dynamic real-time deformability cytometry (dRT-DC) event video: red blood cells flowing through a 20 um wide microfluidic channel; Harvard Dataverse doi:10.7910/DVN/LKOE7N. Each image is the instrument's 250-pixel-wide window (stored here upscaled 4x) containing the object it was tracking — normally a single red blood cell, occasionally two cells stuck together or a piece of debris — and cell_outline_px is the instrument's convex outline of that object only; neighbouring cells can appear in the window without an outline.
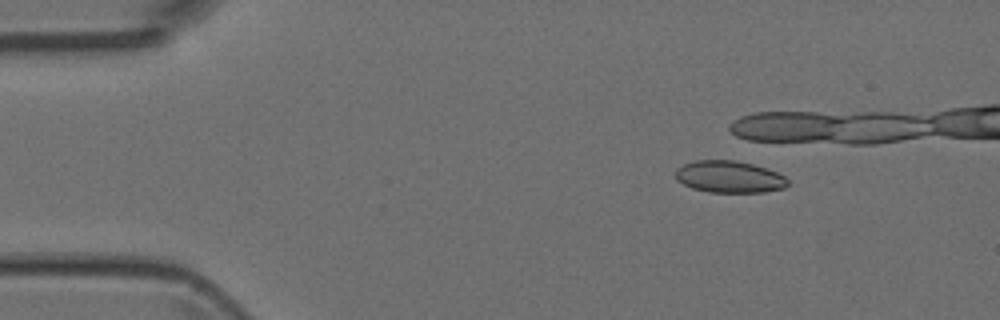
{"species": "Egyptian fruit bat (a non-hibernating species)", "species_latin": "Rousettus aegyptiacus", "temperature_condition": "room temperature", "stored_images_in_passage": 1, "camera_frame_rate_fps": 3000, "um_per_image_px": 0.085, "animal": {"sex": "female"}, "frame": {"image": 1, "passage_image": 1, "time_ms": 0.0, "image_size_px": [1000, 320], "cell_outline_px": [[788, 184], [784, 188], [764, 192], [708, 192], [692, 188], [676, 180], [676, 168], [684, 164], [696, 160], [736, 160], [768, 168], [784, 176], [788, 180]], "centroid_in_image_um": [61.99, 15.02], "position_along_channel_um": 23.0, "area_um2": 20.92}}